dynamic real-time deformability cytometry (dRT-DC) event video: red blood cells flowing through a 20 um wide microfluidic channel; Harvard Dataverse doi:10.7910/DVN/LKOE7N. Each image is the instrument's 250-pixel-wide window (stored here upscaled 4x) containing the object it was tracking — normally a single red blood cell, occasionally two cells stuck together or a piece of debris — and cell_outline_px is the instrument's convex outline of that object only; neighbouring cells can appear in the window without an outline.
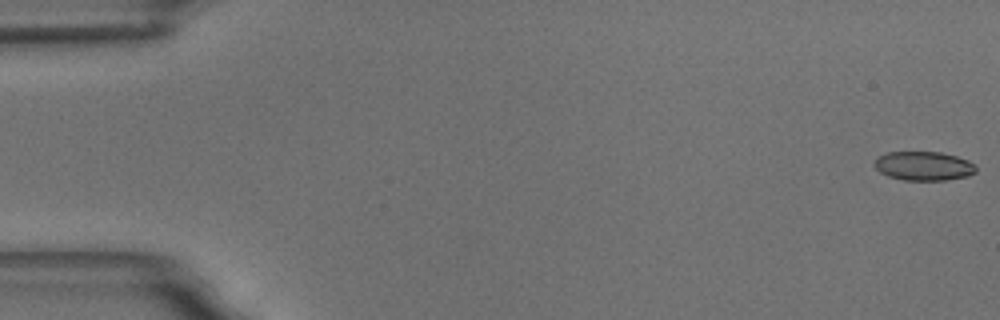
{"species": "common noctule bat (a hibernating species)", "species_latin": "Nyctalus noctula", "temperature_condition": "room temperature", "stored_images_in_passage": 58, "camera_frame_rate_fps": 3000, "um_per_image_px": 0.085, "animal": {"sex": "male", "body_mass_g": 18.8}, "frame": {"image": 1, "passage_image": 1, "time_ms": 0.0, "image_size_px": [1000, 320], "cell_outline_px": [[976, 172], [968, 176], [944, 180], [904, 180], [888, 176], [880, 172], [872, 164], [876, 156], [888, 152], [940, 152], [956, 156], [968, 160], [976, 168]], "centroid_in_image_um": [78.47, 14.1], "position_along_channel_um": 6.5, "area_um2": 17.22}}
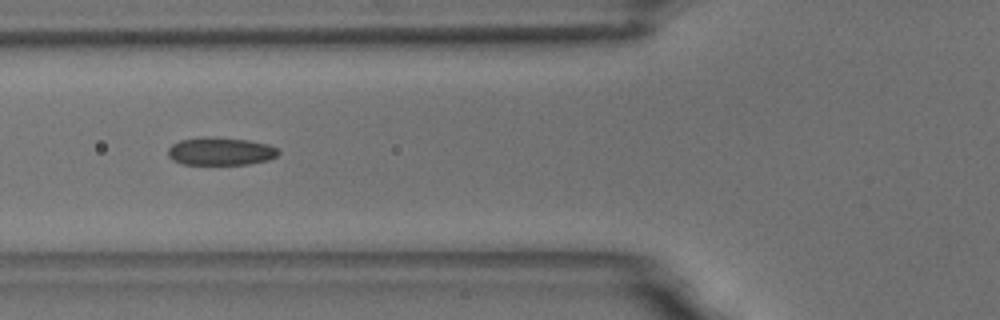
{"frame": {"image": 2, "passage_image": 22, "time_ms": 7.0, "image_size_px": [1000, 320], "cell_outline_px": [[280, 152], [276, 156], [268, 160], [248, 164], [180, 164], [172, 160], [168, 156], [168, 148], [172, 144], [180, 140], [204, 136], [248, 140], [268, 144], [276, 148]], "centroid_in_image_um": [18.71, 12.86], "position_along_channel_um": 107.1, "area_um2": 17.98}}
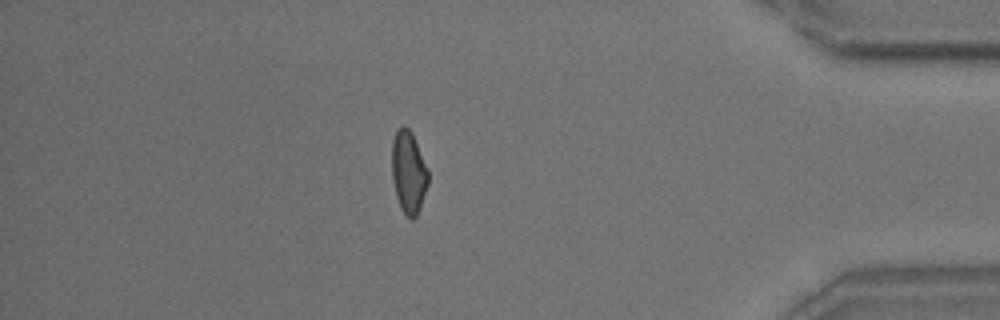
{"frame": {"image": 3, "passage_image": 50, "time_ms": 16.333, "image_size_px": [1000, 320], "cell_outline_px": [[428, 184], [420, 208], [416, 216], [412, 220], [400, 208], [396, 196], [392, 176], [392, 140], [396, 132], [404, 124], [412, 132], [428, 172]], "centroid_in_image_um": [34.72, 14.64], "position_along_channel_um": 400.5, "area_um2": 17.22}, "authors_computed_cell_mechanics": {"area_um2": 17.8602, "velocity_mm_per_s": 3.5504, "shape_relaxation_time_tau1_ms": 5.9934, "shape_relaxation_time_tau2_ms": 1.6652, "deformation_change_tau1": 0.1216, "deformation_change_tau2": 0.066}}